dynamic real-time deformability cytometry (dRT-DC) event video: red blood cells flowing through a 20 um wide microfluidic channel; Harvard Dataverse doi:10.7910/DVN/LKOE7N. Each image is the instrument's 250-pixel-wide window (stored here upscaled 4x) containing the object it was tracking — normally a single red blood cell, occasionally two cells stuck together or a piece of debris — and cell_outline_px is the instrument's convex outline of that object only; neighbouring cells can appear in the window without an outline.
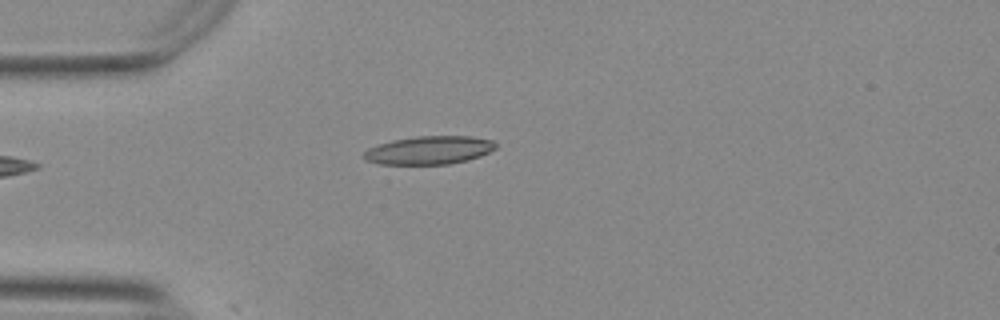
{"species": "Egyptian fruit bat (a non-hibernating species)", "species_latin": "Rousettus aegyptiacus", "temperature_condition": "warm", "stored_images_in_passage": 37, "camera_frame_rate_fps": 3000, "um_per_image_px": 0.085, "animal": {"sex": "female"}, "frame": {"image": 1, "passage_image": 1, "time_ms": 0.0, "image_size_px": [1000, 320], "cell_outline_px": [[496, 148], [480, 156], [468, 160], [448, 164], [380, 164], [364, 160], [364, 152], [368, 148], [392, 140], [416, 136], [472, 136], [492, 140], [496, 144]], "centroid_in_image_um": [36.48, 12.76], "position_along_channel_um": 48.5, "area_um2": 21.68}}
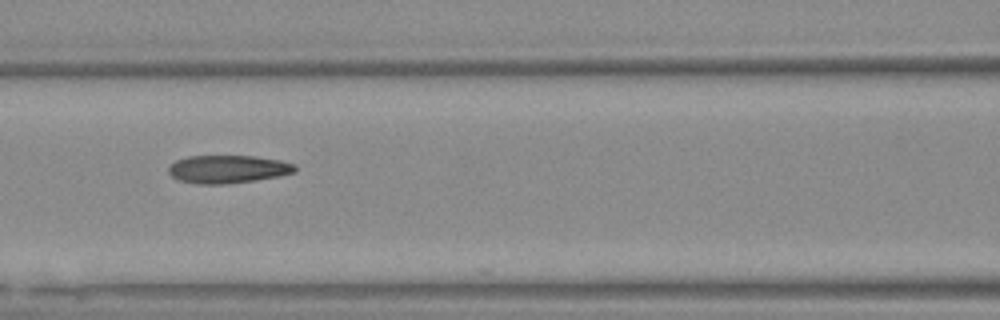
{"frame": {"image": 2, "passage_image": 10, "time_ms": 3.0, "image_size_px": [1000, 320], "cell_outline_px": [[296, 172], [280, 176], [256, 180], [220, 184], [200, 184], [180, 180], [172, 176], [168, 172], [168, 164], [176, 160], [188, 156], [256, 156], [280, 160], [296, 164]], "centroid_in_image_um": [19.38, 14.37], "position_along_channel_um": 147.2, "area_um2": 20.69}}
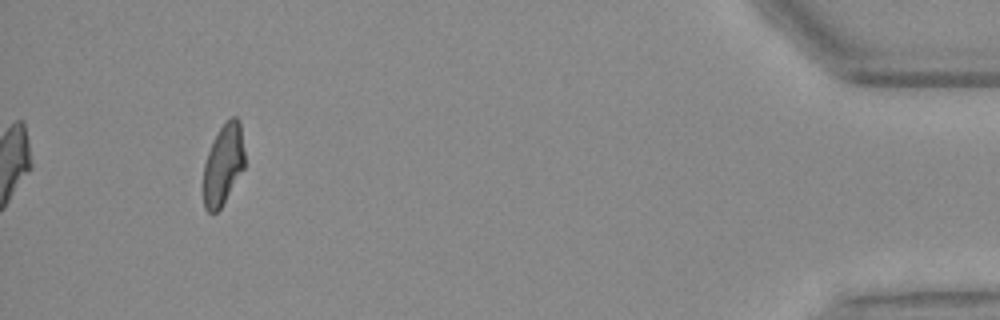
{"frame": {"image": 3, "passage_image": 37, "time_ms": 12.0, "image_size_px": [1000, 320], "cell_outline_px": [[244, 168], [220, 208], [216, 212], [208, 212], [204, 208], [204, 164], [208, 152], [220, 128], [232, 116], [236, 116], [240, 120], [244, 152]], "centroid_in_image_um": [18.98, 13.98], "position_along_channel_um": 416.2, "area_um2": 19.02}, "authors_computed_cell_mechanics": {"area_um2": 20.8658, "velocity_mm_per_s": 3.7643, "shape_relaxation_time_tau1_ms": null, "shape_relaxation_time_tau2_ms": 2.4314, "deformation_change_tau1": null, "deformation_change_tau2": 0.0946}}